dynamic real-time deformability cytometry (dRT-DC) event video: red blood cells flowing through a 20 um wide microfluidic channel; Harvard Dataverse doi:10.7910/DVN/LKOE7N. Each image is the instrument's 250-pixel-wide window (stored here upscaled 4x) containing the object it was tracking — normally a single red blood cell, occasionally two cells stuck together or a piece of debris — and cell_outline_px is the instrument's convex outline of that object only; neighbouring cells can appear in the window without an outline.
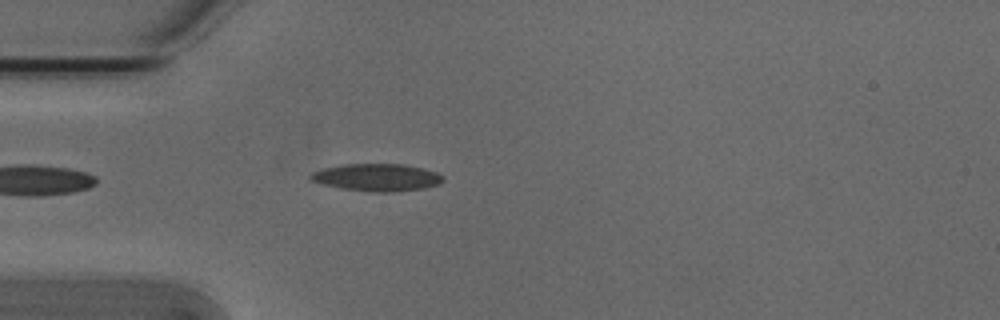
{"species": "Egyptian fruit bat (a non-hibernating species)", "species_latin": "Rousettus aegyptiacus", "temperature_condition": "cold", "stored_images_in_passage": 36, "camera_frame_rate_fps": 3000, "um_per_image_px": 0.085, "animal": {"sex": "male"}, "frame": {"image": 1, "passage_image": 4, "time_ms": 1.0, "image_size_px": [1000, 320], "cell_outline_px": [[444, 180], [440, 184], [424, 188], [396, 192], [368, 192], [340, 188], [320, 184], [312, 180], [308, 176], [312, 172], [324, 168], [344, 164], [404, 164], [436, 172], [444, 176]], "centroid_in_image_um": [32.04, 15.09], "position_along_channel_um": 53.0, "area_um2": 21.27}}
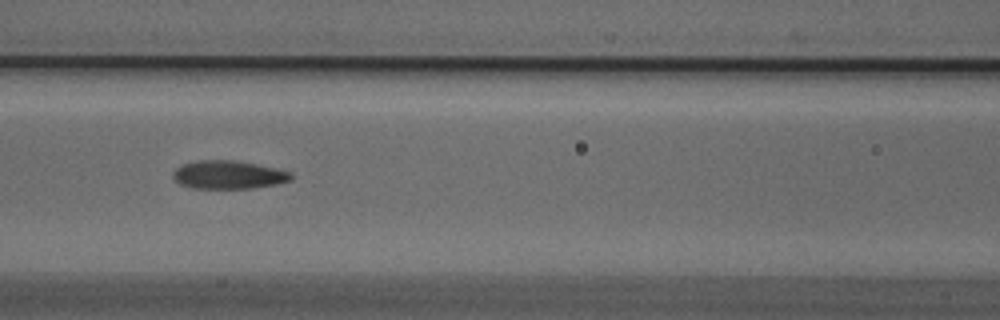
{"frame": {"image": 2, "passage_image": 12, "time_ms": 3.667, "image_size_px": [1000, 320], "cell_outline_px": [[292, 180], [276, 184], [252, 188], [192, 188], [180, 184], [172, 176], [172, 172], [176, 168], [184, 164], [196, 160], [232, 160], [256, 164], [288, 172], [292, 176]], "centroid_in_image_um": [19.37, 14.86], "position_along_channel_um": 147.2, "area_um2": 19.19}}
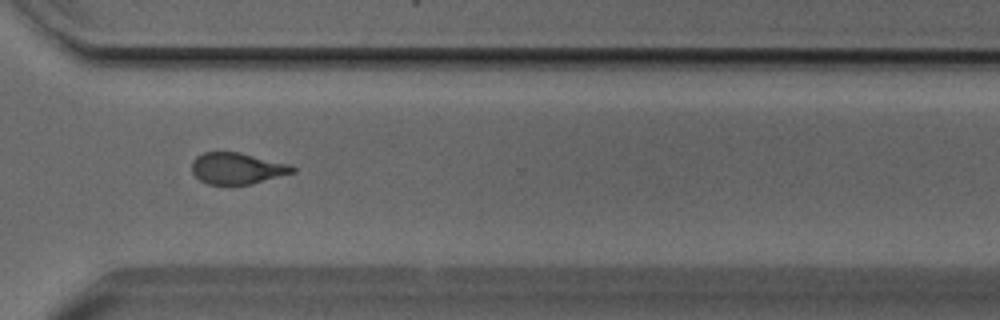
{"frame": {"image": 3, "passage_image": 28, "time_ms": 9.0, "image_size_px": [1000, 320], "cell_outline_px": [[296, 172], [252, 184], [208, 184], [200, 180], [192, 172], [192, 160], [196, 156], [204, 152], [240, 152], [292, 164], [296, 168]], "centroid_in_image_um": [20.19, 14.3], "position_along_channel_um": 350.4, "area_um2": 18.61}, "authors_computed_cell_mechanics": {"area_um2": 19.1896, "velocity_mm_per_s": 3.8111, "shape_relaxation_time_tau1_ms": 3.1032, "shape_relaxation_time_tau2_ms": 2.2384, "deformation_change_tau1": 0.1393, "deformation_change_tau2": 0.1083}}